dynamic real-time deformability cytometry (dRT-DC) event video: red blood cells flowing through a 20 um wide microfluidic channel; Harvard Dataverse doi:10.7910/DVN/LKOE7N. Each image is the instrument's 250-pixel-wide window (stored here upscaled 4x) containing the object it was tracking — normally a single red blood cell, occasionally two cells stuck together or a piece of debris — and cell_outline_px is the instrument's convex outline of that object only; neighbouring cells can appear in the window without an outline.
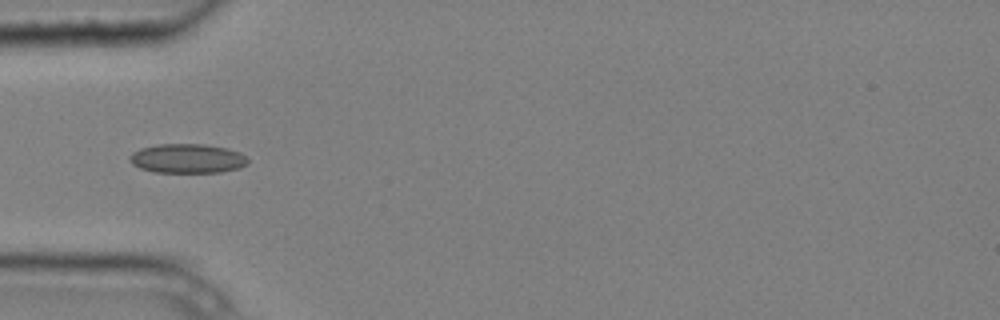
{"species": "common noctule bat (a hibernating species)", "species_latin": "Nyctalus noctula", "temperature_condition": "cold", "stored_images_in_passage": 9, "camera_frame_rate_fps": 3000, "um_per_image_px": 0.085, "animal": {"sex": "male", "body_mass_g": 20.4}, "frame": {"image": 1, "passage_image": 4, "time_ms": 1.0, "image_size_px": [1000, 320], "cell_outline_px": [[248, 164], [240, 168], [220, 172], [156, 172], [140, 168], [132, 164], [128, 160], [128, 156], [132, 152], [140, 148], [160, 144], [204, 144], [228, 148], [240, 152], [248, 160]], "centroid_in_image_um": [15.92, 13.47], "position_along_channel_um": 69.1, "area_um2": 20.29}}
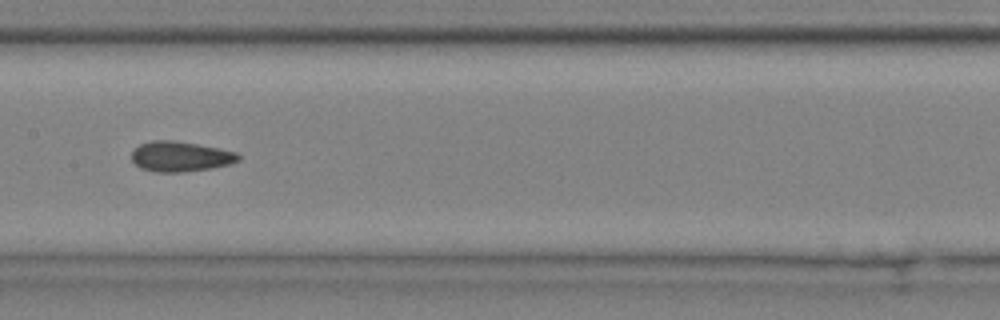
{"frame": {"image": 2, "passage_image": 7, "time_ms": 2.0, "image_size_px": [1000, 320], "cell_outline_px": [[240, 160], [228, 164], [212, 168], [180, 172], [156, 172], [140, 168], [132, 160], [132, 152], [140, 144], [152, 140], [172, 140], [220, 148], [236, 152], [240, 156]], "centroid_in_image_um": [15.33, 13.3], "position_along_channel_um": 192.1, "area_um2": 18.67}}
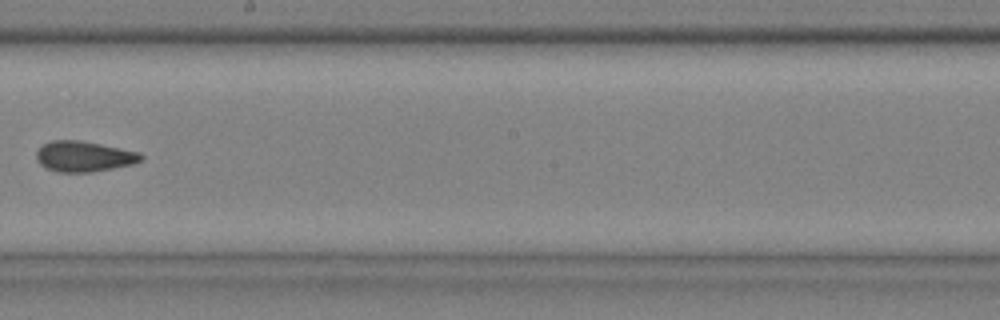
{"frame": {"image": 3, "passage_image": 8, "time_ms": 2.333, "image_size_px": [1000, 320], "cell_outline_px": [[144, 156], [140, 160], [132, 164], [92, 172], [56, 172], [44, 168], [36, 160], [36, 152], [44, 144], [52, 140], [80, 140], [140, 152]], "centroid_in_image_um": [7.1, 13.3], "position_along_channel_um": 241.1, "area_um2": 18.61}}